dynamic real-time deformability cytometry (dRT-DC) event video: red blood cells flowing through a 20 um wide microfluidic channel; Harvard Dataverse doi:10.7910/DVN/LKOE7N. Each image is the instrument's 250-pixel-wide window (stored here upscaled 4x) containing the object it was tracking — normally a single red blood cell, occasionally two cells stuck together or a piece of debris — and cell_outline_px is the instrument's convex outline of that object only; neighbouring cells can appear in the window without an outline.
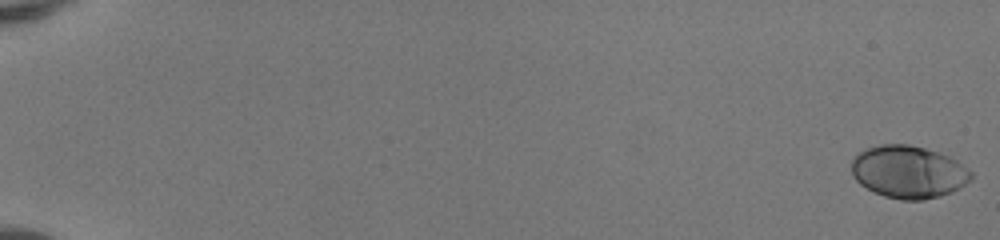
{"species": "human", "species_latin": "Homo sapiens", "temperature_condition": "room temperature", "stored_images_in_passage": 52, "camera_frame_rate_fps": 3000, "um_per_image_px": 0.085, "donor": {"sex": "female"}, "frame": {"image": 1, "passage_image": 1, "time_ms": 0.0, "image_size_px": [1000, 240], "cell_outline_px": [[972, 180], [952, 192], [940, 196], [924, 200], [900, 200], [884, 196], [872, 192], [860, 184], [852, 176], [852, 160], [864, 148], [880, 144], [908, 144], [924, 148], [948, 156], [956, 160], [968, 168], [972, 172]], "centroid_in_image_um": [77.21, 14.62], "position_along_channel_um": 7.8, "area_um2": 36.82}}
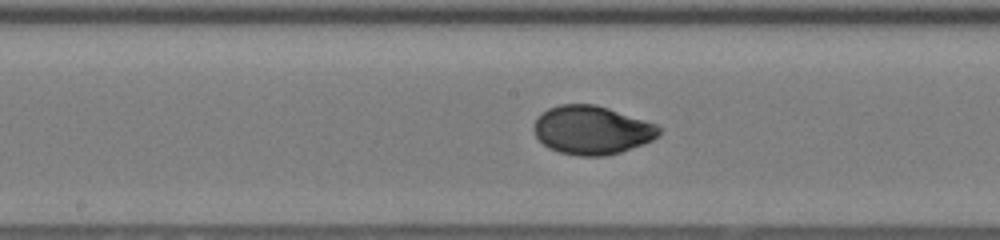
{"frame": {"image": 2, "passage_image": 30, "time_ms": 9.667, "image_size_px": [1000, 240], "cell_outline_px": [[660, 136], [652, 140], [620, 152], [604, 156], [576, 156], [560, 152], [548, 148], [536, 136], [532, 128], [532, 124], [548, 108], [560, 104], [596, 104], [656, 124], [660, 128]], "centroid_in_image_um": [50.29, 11.06], "position_along_channel_um": 197.9, "area_um2": 35.32}}
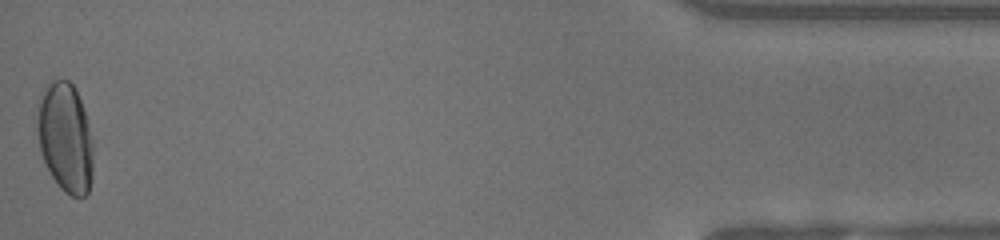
{"frame": {"image": 3, "passage_image": 52, "time_ms": 17.0, "image_size_px": [1000, 240], "cell_outline_px": [[92, 176], [88, 192], [84, 196], [72, 196], [64, 192], [60, 188], [52, 176], [40, 152], [36, 128], [40, 96], [48, 84], [52, 80], [68, 80], [76, 88], [84, 108], [92, 140]], "centroid_in_image_um": [5.55, 11.69], "position_along_channel_um": 429.6, "area_um2": 35.66}, "authors_computed_cell_mechanics": {"area_um2": 35.258, "velocity_mm_per_s": 4.1776, "shape_relaxation_time_tau1_ms": 3.5586, "shape_relaxation_time_tau2_ms": null, "deformation_change_tau1": 0.1772, "deformation_change_tau2": null}}